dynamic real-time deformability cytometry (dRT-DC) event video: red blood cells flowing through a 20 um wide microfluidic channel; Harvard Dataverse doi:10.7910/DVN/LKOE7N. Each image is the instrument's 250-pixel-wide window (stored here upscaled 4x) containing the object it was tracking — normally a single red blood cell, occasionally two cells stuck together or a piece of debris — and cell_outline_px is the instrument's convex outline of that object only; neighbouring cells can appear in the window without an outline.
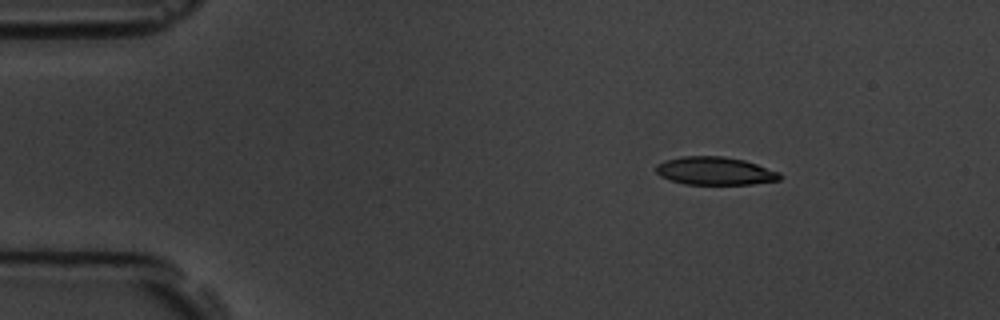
{"species": "common noctule bat (a hibernating species)", "species_latin": "Nyctalus noctula", "temperature_condition": "room temperature", "stored_images_in_passage": 6, "camera_frame_rate_fps": 3000, "um_per_image_px": 0.085, "animal": {"sex": "male", "body_mass_g": 19.5, "forearm_length_mm": 54.6}, "frame": {"image": 1, "passage_image": 3, "time_ms": 2.333, "image_size_px": [1000, 320], "cell_outline_px": [[784, 176], [780, 180], [752, 184], [684, 184], [660, 176], [656, 172], [656, 164], [664, 160], [684, 156], [724, 156], [744, 160], [780, 172]], "centroid_in_image_um": [60.79, 14.53], "position_along_channel_um": 24.2, "area_um2": 20.29}}
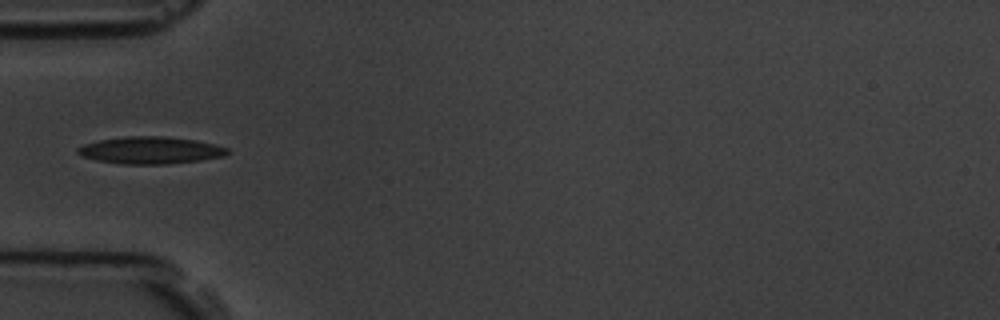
{"frame": {"image": 2, "passage_image": 6, "time_ms": 5.667, "image_size_px": [1000, 320], "cell_outline_px": [[228, 152], [224, 156], [200, 160], [168, 164], [120, 164], [96, 160], [84, 156], [76, 152], [76, 148], [84, 144], [100, 140], [124, 136], [164, 136], [196, 140], [216, 144], [228, 148]], "centroid_in_image_um": [12.79, 12.77], "position_along_channel_um": 72.2, "area_um2": 23.7}}